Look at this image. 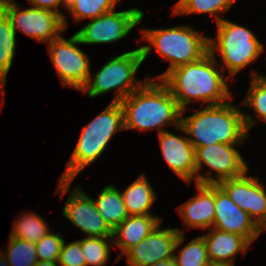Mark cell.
<instances>
[{
	"mask_svg": "<svg viewBox=\"0 0 266 266\" xmlns=\"http://www.w3.org/2000/svg\"><path fill=\"white\" fill-rule=\"evenodd\" d=\"M215 55L208 52L196 62L174 68L161 79L184 113L187 104L195 101L201 100L202 105L210 106L231 99L228 77L222 76L224 71L219 69Z\"/></svg>",
	"mask_w": 266,
	"mask_h": 266,
	"instance_id": "obj_1",
	"label": "cell"
},
{
	"mask_svg": "<svg viewBox=\"0 0 266 266\" xmlns=\"http://www.w3.org/2000/svg\"><path fill=\"white\" fill-rule=\"evenodd\" d=\"M183 114L182 111L176 130L184 132L195 149L216 143L243 144L257 122L234 106L231 99L224 104L205 106L187 117Z\"/></svg>",
	"mask_w": 266,
	"mask_h": 266,
	"instance_id": "obj_2",
	"label": "cell"
},
{
	"mask_svg": "<svg viewBox=\"0 0 266 266\" xmlns=\"http://www.w3.org/2000/svg\"><path fill=\"white\" fill-rule=\"evenodd\" d=\"M120 104L124 112V130L157 129L159 134L165 131V125H180L182 110L161 80L154 82L151 77L146 78L145 83Z\"/></svg>",
	"mask_w": 266,
	"mask_h": 266,
	"instance_id": "obj_3",
	"label": "cell"
},
{
	"mask_svg": "<svg viewBox=\"0 0 266 266\" xmlns=\"http://www.w3.org/2000/svg\"><path fill=\"white\" fill-rule=\"evenodd\" d=\"M118 131H124V112L120 103L111 102L83 127L66 169L60 176L56 194L66 195L76 175L104 153L112 136Z\"/></svg>",
	"mask_w": 266,
	"mask_h": 266,
	"instance_id": "obj_4",
	"label": "cell"
},
{
	"mask_svg": "<svg viewBox=\"0 0 266 266\" xmlns=\"http://www.w3.org/2000/svg\"><path fill=\"white\" fill-rule=\"evenodd\" d=\"M143 30V31H142ZM143 40L150 43L140 47L143 61L155 48L170 65L166 72L156 76L161 80L176 67L193 63L205 56L208 50L209 37L199 33L190 26H175L163 29H142Z\"/></svg>",
	"mask_w": 266,
	"mask_h": 266,
	"instance_id": "obj_5",
	"label": "cell"
},
{
	"mask_svg": "<svg viewBox=\"0 0 266 266\" xmlns=\"http://www.w3.org/2000/svg\"><path fill=\"white\" fill-rule=\"evenodd\" d=\"M208 50L220 54L222 70L228 69L229 79L256 61L264 46L248 28L223 19L217 23V38L208 39Z\"/></svg>",
	"mask_w": 266,
	"mask_h": 266,
	"instance_id": "obj_6",
	"label": "cell"
},
{
	"mask_svg": "<svg viewBox=\"0 0 266 266\" xmlns=\"http://www.w3.org/2000/svg\"><path fill=\"white\" fill-rule=\"evenodd\" d=\"M143 62L140 47L111 57L94 76L89 77L81 92L87 93L90 98H93L114 90L116 95L112 102L120 103L145 83L135 77Z\"/></svg>",
	"mask_w": 266,
	"mask_h": 266,
	"instance_id": "obj_7",
	"label": "cell"
},
{
	"mask_svg": "<svg viewBox=\"0 0 266 266\" xmlns=\"http://www.w3.org/2000/svg\"><path fill=\"white\" fill-rule=\"evenodd\" d=\"M236 144L216 143L195 149L196 184H218L219 182L242 176L248 171V164L235 148ZM206 165L208 176L201 174ZM213 171L216 172L212 176Z\"/></svg>",
	"mask_w": 266,
	"mask_h": 266,
	"instance_id": "obj_8",
	"label": "cell"
},
{
	"mask_svg": "<svg viewBox=\"0 0 266 266\" xmlns=\"http://www.w3.org/2000/svg\"><path fill=\"white\" fill-rule=\"evenodd\" d=\"M78 44L81 42L75 34L69 39L61 35L48 43V54L62 85L81 91L92 74L90 59Z\"/></svg>",
	"mask_w": 266,
	"mask_h": 266,
	"instance_id": "obj_9",
	"label": "cell"
},
{
	"mask_svg": "<svg viewBox=\"0 0 266 266\" xmlns=\"http://www.w3.org/2000/svg\"><path fill=\"white\" fill-rule=\"evenodd\" d=\"M18 5L14 0L0 2V9L10 19L15 32L18 29L30 38L49 43L66 30L60 13L33 6L20 10Z\"/></svg>",
	"mask_w": 266,
	"mask_h": 266,
	"instance_id": "obj_10",
	"label": "cell"
},
{
	"mask_svg": "<svg viewBox=\"0 0 266 266\" xmlns=\"http://www.w3.org/2000/svg\"><path fill=\"white\" fill-rule=\"evenodd\" d=\"M144 12L138 8L126 11H110L84 25L75 35L82 45L108 44L125 38L139 24Z\"/></svg>",
	"mask_w": 266,
	"mask_h": 266,
	"instance_id": "obj_11",
	"label": "cell"
},
{
	"mask_svg": "<svg viewBox=\"0 0 266 266\" xmlns=\"http://www.w3.org/2000/svg\"><path fill=\"white\" fill-rule=\"evenodd\" d=\"M183 231L178 227L161 229L160 225L123 256L127 266H151L154 263L173 258L178 247L185 240Z\"/></svg>",
	"mask_w": 266,
	"mask_h": 266,
	"instance_id": "obj_12",
	"label": "cell"
},
{
	"mask_svg": "<svg viewBox=\"0 0 266 266\" xmlns=\"http://www.w3.org/2000/svg\"><path fill=\"white\" fill-rule=\"evenodd\" d=\"M258 177L242 176L226 179L218 185L228 194L233 202L264 230L266 228V191Z\"/></svg>",
	"mask_w": 266,
	"mask_h": 266,
	"instance_id": "obj_13",
	"label": "cell"
},
{
	"mask_svg": "<svg viewBox=\"0 0 266 266\" xmlns=\"http://www.w3.org/2000/svg\"><path fill=\"white\" fill-rule=\"evenodd\" d=\"M71 192L62 211L65 218L87 237H113V229L100 215L94 199L87 196L80 186Z\"/></svg>",
	"mask_w": 266,
	"mask_h": 266,
	"instance_id": "obj_14",
	"label": "cell"
},
{
	"mask_svg": "<svg viewBox=\"0 0 266 266\" xmlns=\"http://www.w3.org/2000/svg\"><path fill=\"white\" fill-rule=\"evenodd\" d=\"M212 227L241 235L250 244L263 231L249 214L239 208L218 184H215V217Z\"/></svg>",
	"mask_w": 266,
	"mask_h": 266,
	"instance_id": "obj_15",
	"label": "cell"
},
{
	"mask_svg": "<svg viewBox=\"0 0 266 266\" xmlns=\"http://www.w3.org/2000/svg\"><path fill=\"white\" fill-rule=\"evenodd\" d=\"M158 136L163 158L172 171L188 184L193 179L196 182L195 148L187 136H176L167 130Z\"/></svg>",
	"mask_w": 266,
	"mask_h": 266,
	"instance_id": "obj_16",
	"label": "cell"
},
{
	"mask_svg": "<svg viewBox=\"0 0 266 266\" xmlns=\"http://www.w3.org/2000/svg\"><path fill=\"white\" fill-rule=\"evenodd\" d=\"M198 193L177 209L184 225L210 229L215 217V184H196Z\"/></svg>",
	"mask_w": 266,
	"mask_h": 266,
	"instance_id": "obj_17",
	"label": "cell"
},
{
	"mask_svg": "<svg viewBox=\"0 0 266 266\" xmlns=\"http://www.w3.org/2000/svg\"><path fill=\"white\" fill-rule=\"evenodd\" d=\"M161 223L162 219L154 214L128 216L113 230V244L122 250L115 261H119L130 248L144 240Z\"/></svg>",
	"mask_w": 266,
	"mask_h": 266,
	"instance_id": "obj_18",
	"label": "cell"
},
{
	"mask_svg": "<svg viewBox=\"0 0 266 266\" xmlns=\"http://www.w3.org/2000/svg\"><path fill=\"white\" fill-rule=\"evenodd\" d=\"M209 233L202 235L207 246L208 257L213 262L234 264L236 255L241 251L246 254L250 243L241 235L229 233L215 228L208 229Z\"/></svg>",
	"mask_w": 266,
	"mask_h": 266,
	"instance_id": "obj_19",
	"label": "cell"
},
{
	"mask_svg": "<svg viewBox=\"0 0 266 266\" xmlns=\"http://www.w3.org/2000/svg\"><path fill=\"white\" fill-rule=\"evenodd\" d=\"M120 193L129 216L152 214L150 209L156 200V193L145 174H141Z\"/></svg>",
	"mask_w": 266,
	"mask_h": 266,
	"instance_id": "obj_20",
	"label": "cell"
},
{
	"mask_svg": "<svg viewBox=\"0 0 266 266\" xmlns=\"http://www.w3.org/2000/svg\"><path fill=\"white\" fill-rule=\"evenodd\" d=\"M94 202L100 215L113 230L129 216L121 193L114 185H107Z\"/></svg>",
	"mask_w": 266,
	"mask_h": 266,
	"instance_id": "obj_21",
	"label": "cell"
},
{
	"mask_svg": "<svg viewBox=\"0 0 266 266\" xmlns=\"http://www.w3.org/2000/svg\"><path fill=\"white\" fill-rule=\"evenodd\" d=\"M16 48V32L7 15L0 9V92L5 95L7 74L12 66Z\"/></svg>",
	"mask_w": 266,
	"mask_h": 266,
	"instance_id": "obj_22",
	"label": "cell"
},
{
	"mask_svg": "<svg viewBox=\"0 0 266 266\" xmlns=\"http://www.w3.org/2000/svg\"><path fill=\"white\" fill-rule=\"evenodd\" d=\"M22 215L13 223L10 234L12 237L36 243L50 232L48 223L37 213L28 212Z\"/></svg>",
	"mask_w": 266,
	"mask_h": 266,
	"instance_id": "obj_23",
	"label": "cell"
},
{
	"mask_svg": "<svg viewBox=\"0 0 266 266\" xmlns=\"http://www.w3.org/2000/svg\"><path fill=\"white\" fill-rule=\"evenodd\" d=\"M236 0H179L173 6V13L179 14H209L219 23L222 18L219 13L228 11Z\"/></svg>",
	"mask_w": 266,
	"mask_h": 266,
	"instance_id": "obj_24",
	"label": "cell"
},
{
	"mask_svg": "<svg viewBox=\"0 0 266 266\" xmlns=\"http://www.w3.org/2000/svg\"><path fill=\"white\" fill-rule=\"evenodd\" d=\"M120 0H67V9L75 22L94 19L113 11Z\"/></svg>",
	"mask_w": 266,
	"mask_h": 266,
	"instance_id": "obj_25",
	"label": "cell"
},
{
	"mask_svg": "<svg viewBox=\"0 0 266 266\" xmlns=\"http://www.w3.org/2000/svg\"><path fill=\"white\" fill-rule=\"evenodd\" d=\"M9 236L8 249L4 253L9 266H35L38 262L36 244Z\"/></svg>",
	"mask_w": 266,
	"mask_h": 266,
	"instance_id": "obj_26",
	"label": "cell"
},
{
	"mask_svg": "<svg viewBox=\"0 0 266 266\" xmlns=\"http://www.w3.org/2000/svg\"><path fill=\"white\" fill-rule=\"evenodd\" d=\"M108 239L112 237H85L80 239L82 253L86 266H104L110 259V245Z\"/></svg>",
	"mask_w": 266,
	"mask_h": 266,
	"instance_id": "obj_27",
	"label": "cell"
},
{
	"mask_svg": "<svg viewBox=\"0 0 266 266\" xmlns=\"http://www.w3.org/2000/svg\"><path fill=\"white\" fill-rule=\"evenodd\" d=\"M177 266H207L210 262L203 236L196 237L174 255Z\"/></svg>",
	"mask_w": 266,
	"mask_h": 266,
	"instance_id": "obj_28",
	"label": "cell"
},
{
	"mask_svg": "<svg viewBox=\"0 0 266 266\" xmlns=\"http://www.w3.org/2000/svg\"><path fill=\"white\" fill-rule=\"evenodd\" d=\"M250 84L242 104L253 108L259 119L266 122V75H258L253 71Z\"/></svg>",
	"mask_w": 266,
	"mask_h": 266,
	"instance_id": "obj_29",
	"label": "cell"
},
{
	"mask_svg": "<svg viewBox=\"0 0 266 266\" xmlns=\"http://www.w3.org/2000/svg\"><path fill=\"white\" fill-rule=\"evenodd\" d=\"M63 241L64 239L60 233L55 234L51 231L37 241L35 244L37 247L38 261L58 262Z\"/></svg>",
	"mask_w": 266,
	"mask_h": 266,
	"instance_id": "obj_30",
	"label": "cell"
},
{
	"mask_svg": "<svg viewBox=\"0 0 266 266\" xmlns=\"http://www.w3.org/2000/svg\"><path fill=\"white\" fill-rule=\"evenodd\" d=\"M58 266H86L80 240L68 244L63 241Z\"/></svg>",
	"mask_w": 266,
	"mask_h": 266,
	"instance_id": "obj_31",
	"label": "cell"
},
{
	"mask_svg": "<svg viewBox=\"0 0 266 266\" xmlns=\"http://www.w3.org/2000/svg\"><path fill=\"white\" fill-rule=\"evenodd\" d=\"M33 7L45 9L49 11H53L55 13H60L63 17V22L65 29L67 26V18L64 13L57 11L60 5H63L65 8L67 7V0H27Z\"/></svg>",
	"mask_w": 266,
	"mask_h": 266,
	"instance_id": "obj_32",
	"label": "cell"
},
{
	"mask_svg": "<svg viewBox=\"0 0 266 266\" xmlns=\"http://www.w3.org/2000/svg\"><path fill=\"white\" fill-rule=\"evenodd\" d=\"M151 266H177V265H176V261L173 257V258H168L165 260L158 261Z\"/></svg>",
	"mask_w": 266,
	"mask_h": 266,
	"instance_id": "obj_33",
	"label": "cell"
},
{
	"mask_svg": "<svg viewBox=\"0 0 266 266\" xmlns=\"http://www.w3.org/2000/svg\"><path fill=\"white\" fill-rule=\"evenodd\" d=\"M35 266H58V262H54V261H38Z\"/></svg>",
	"mask_w": 266,
	"mask_h": 266,
	"instance_id": "obj_34",
	"label": "cell"
},
{
	"mask_svg": "<svg viewBox=\"0 0 266 266\" xmlns=\"http://www.w3.org/2000/svg\"><path fill=\"white\" fill-rule=\"evenodd\" d=\"M207 266H235L231 263H224V262H213L210 261Z\"/></svg>",
	"mask_w": 266,
	"mask_h": 266,
	"instance_id": "obj_35",
	"label": "cell"
},
{
	"mask_svg": "<svg viewBox=\"0 0 266 266\" xmlns=\"http://www.w3.org/2000/svg\"><path fill=\"white\" fill-rule=\"evenodd\" d=\"M0 266H9L7 258L2 251L0 253Z\"/></svg>",
	"mask_w": 266,
	"mask_h": 266,
	"instance_id": "obj_36",
	"label": "cell"
}]
</instances>
